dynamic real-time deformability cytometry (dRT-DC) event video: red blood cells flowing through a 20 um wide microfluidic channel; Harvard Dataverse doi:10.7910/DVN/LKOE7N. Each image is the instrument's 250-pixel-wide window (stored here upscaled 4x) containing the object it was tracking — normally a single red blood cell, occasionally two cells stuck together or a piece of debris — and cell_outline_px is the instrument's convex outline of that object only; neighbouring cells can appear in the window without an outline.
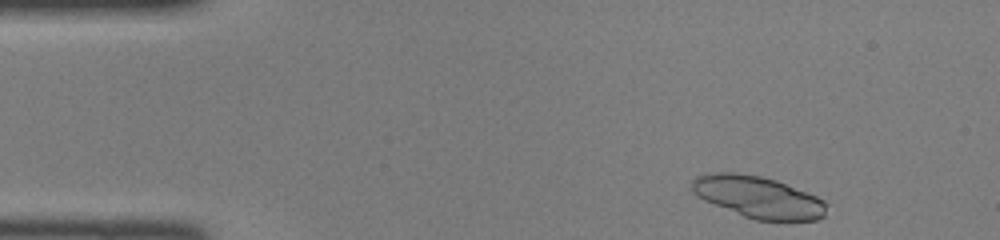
{"species": "common noctule bat (a hibernating species)", "species_latin": "Nyctalus noctula", "temperature_condition": "room temperature", "stored_images_in_passage": 10, "camera_frame_rate_fps": 3000, "um_per_image_px": 0.085, "animal": {"sex": "female", "body_mass_g": 22.0, "forearm_length_mm": 56.7}, "frame": {"image": 1, "passage_image": 1, "time_ms": 0.0, "image_size_px": [1000, 240], "cell_outline_px": [[828, 204], [824, 216], [816, 220], [756, 220], [744, 216], [704, 200], [696, 196], [692, 192], [692, 180], [696, 176], [712, 172], [732, 172], [760, 176], [776, 180], [816, 196], [824, 200]], "centroid_in_image_um": [64.43, 16.74], "position_along_channel_um": 20.6, "area_um2": 32.6}}